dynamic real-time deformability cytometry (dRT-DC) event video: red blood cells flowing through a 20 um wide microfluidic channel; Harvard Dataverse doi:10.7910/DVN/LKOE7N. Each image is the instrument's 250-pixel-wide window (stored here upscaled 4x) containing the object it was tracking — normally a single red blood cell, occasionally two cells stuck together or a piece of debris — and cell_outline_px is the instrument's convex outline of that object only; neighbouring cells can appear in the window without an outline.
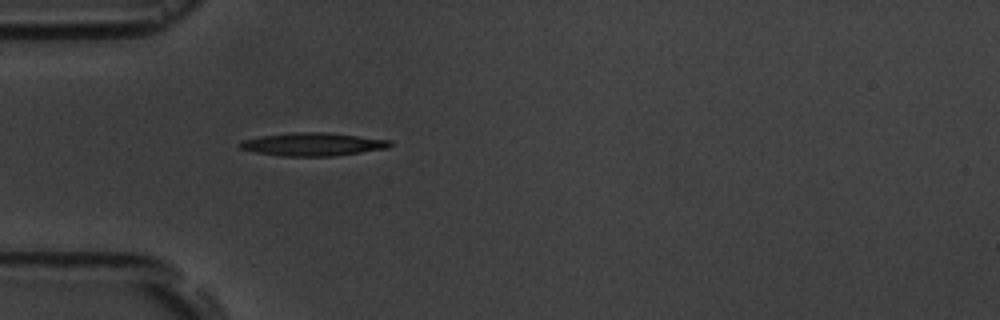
{"species": "common noctule bat (a hibernating species)", "species_latin": "Nyctalus noctula", "temperature_condition": "room temperature", "stored_images_in_passage": 1, "camera_frame_rate_fps": 3000, "um_per_image_px": 0.085, "animal": {"sex": "male", "body_mass_g": 19.5, "forearm_length_mm": 54.6}, "frame": {"image": 1, "passage_image": 1, "time_ms": 0.0, "image_size_px": [1000, 320], "cell_outline_px": [[392, 144], [388, 148], [336, 156], [280, 156], [256, 152], [240, 148], [236, 144], [244, 140], [264, 136], [292, 132], [328, 132], [392, 140]], "centroid_in_image_um": [26.63, 12.26], "position_along_channel_um": 58.4, "area_um2": 20.23}}